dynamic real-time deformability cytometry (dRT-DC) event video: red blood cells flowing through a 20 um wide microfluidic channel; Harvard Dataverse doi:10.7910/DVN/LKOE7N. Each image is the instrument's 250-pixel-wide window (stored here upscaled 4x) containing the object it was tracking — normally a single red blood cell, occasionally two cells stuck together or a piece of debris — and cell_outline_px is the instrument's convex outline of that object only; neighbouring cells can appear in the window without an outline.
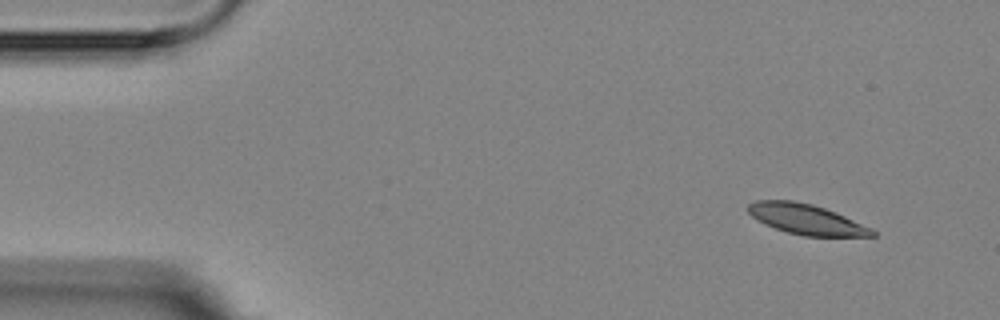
{"species": "Egyptian fruit bat (a non-hibernating species)", "species_latin": "Rousettus aegyptiacus", "temperature_condition": "room temperature", "stored_images_in_passage": 5, "camera_frame_rate_fps": 3000, "um_per_image_px": 0.085, "animal": {"sex": "female"}, "frame": {"image": 1, "passage_image": 1, "time_ms": 0.0, "image_size_px": [1000, 320], "cell_outline_px": [[876, 236], [804, 236], [788, 232], [764, 224], [752, 216], [748, 212], [748, 204], [756, 200], [792, 200], [812, 204], [836, 212], [872, 228], [876, 232]], "centroid_in_image_um": [68.54, 18.63], "position_along_channel_um": 16.5, "area_um2": 21.79}}
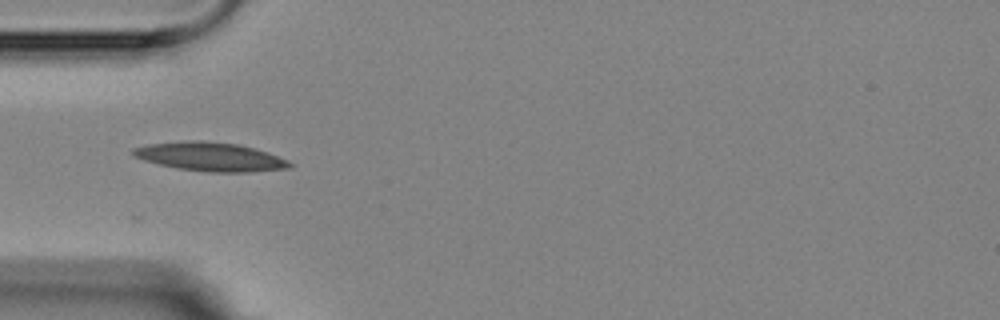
{"frame": {"image": 2, "passage_image": 4, "time_ms": 4.333, "image_size_px": [1000, 320], "cell_outline_px": [[292, 164], [288, 168], [248, 172], [212, 172], [176, 168], [144, 160], [132, 156], [132, 148], [148, 144], [184, 140], [204, 140], [236, 144], [252, 148], [288, 160]], "centroid_in_image_um": [17.8, 13.31], "position_along_channel_um": 67.2, "area_um2": 26.01}}
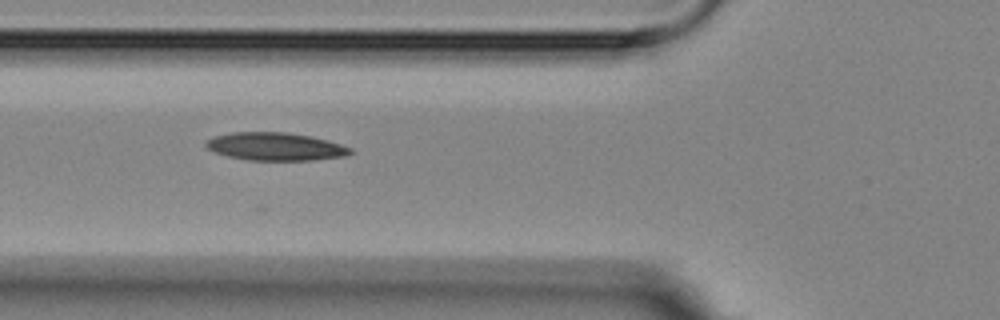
{"frame": {"image": 3, "passage_image": 5, "time_ms": 5.333, "image_size_px": [1000, 320], "cell_outline_px": [[352, 152], [344, 156], [312, 160], [248, 160], [228, 156], [216, 152], [208, 148], [204, 144], [204, 140], [212, 136], [232, 132], [288, 132], [312, 136], [328, 140], [352, 148]], "centroid_in_image_um": [23.38, 12.44], "position_along_channel_um": 102.4, "area_um2": 23.58}}